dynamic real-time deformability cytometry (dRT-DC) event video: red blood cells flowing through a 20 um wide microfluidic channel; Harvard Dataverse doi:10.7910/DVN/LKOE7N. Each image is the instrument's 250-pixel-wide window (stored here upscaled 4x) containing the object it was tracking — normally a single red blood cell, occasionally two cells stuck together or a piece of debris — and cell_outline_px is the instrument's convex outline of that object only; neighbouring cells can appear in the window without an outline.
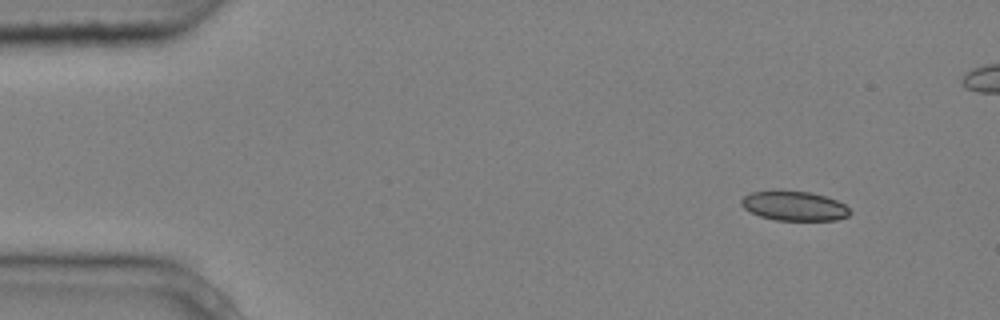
{"species": "common noctule bat (a hibernating species)", "species_latin": "Nyctalus noctula", "temperature_condition": "cold", "stored_images_in_passage": 5, "camera_frame_rate_fps": 3000, "um_per_image_px": 0.085, "animal": {"sex": "male", "body_mass_g": 20.4}, "frame": {"image": 1, "passage_image": 1, "time_ms": 0.0, "image_size_px": [1000, 320], "cell_outline_px": [[852, 212], [848, 216], [836, 220], [776, 220], [760, 216], [744, 208], [740, 204], [740, 200], [748, 192], [776, 188], [812, 192], [836, 200], [844, 204]], "centroid_in_image_um": [67.45, 17.46], "position_along_channel_um": 17.5, "area_um2": 19.25}}